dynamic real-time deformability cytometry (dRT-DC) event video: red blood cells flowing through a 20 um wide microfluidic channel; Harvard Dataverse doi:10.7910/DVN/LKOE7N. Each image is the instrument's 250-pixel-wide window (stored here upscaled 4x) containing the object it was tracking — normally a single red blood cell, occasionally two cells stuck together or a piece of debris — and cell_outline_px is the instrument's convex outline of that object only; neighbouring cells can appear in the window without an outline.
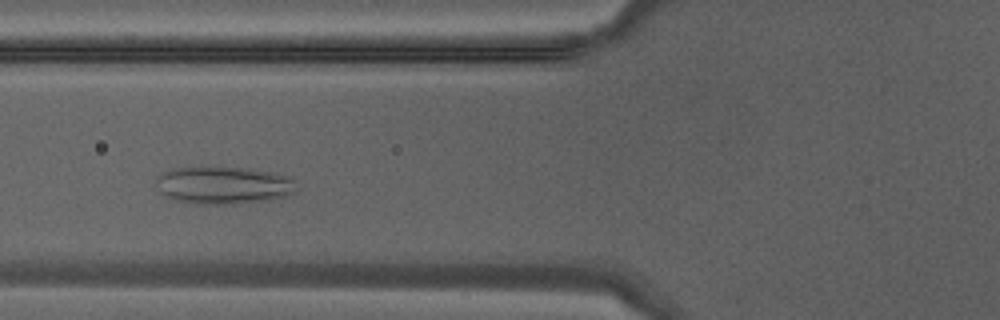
{"species": "Egyptian fruit bat (a non-hibernating species)", "species_latin": "Rousettus aegyptiacus", "temperature_condition": "warm", "stored_images_in_passage": 37, "camera_frame_rate_fps": 3000, "um_per_image_px": 0.085, "animal": {"sex": "male"}, "frame": {"image": 1, "passage_image": 11, "time_ms": 3.333, "image_size_px": [1000, 320], "cell_outline_px": [[300, 188], [296, 192], [284, 196], [268, 200], [232, 204], [196, 204], [176, 200], [160, 192], [156, 180], [156, 176], [172, 168], [248, 168], [272, 172], [288, 176], [296, 180]], "centroid_in_image_um": [19.07, 15.75], "position_along_channel_um": 106.7, "area_um2": 30.69}}